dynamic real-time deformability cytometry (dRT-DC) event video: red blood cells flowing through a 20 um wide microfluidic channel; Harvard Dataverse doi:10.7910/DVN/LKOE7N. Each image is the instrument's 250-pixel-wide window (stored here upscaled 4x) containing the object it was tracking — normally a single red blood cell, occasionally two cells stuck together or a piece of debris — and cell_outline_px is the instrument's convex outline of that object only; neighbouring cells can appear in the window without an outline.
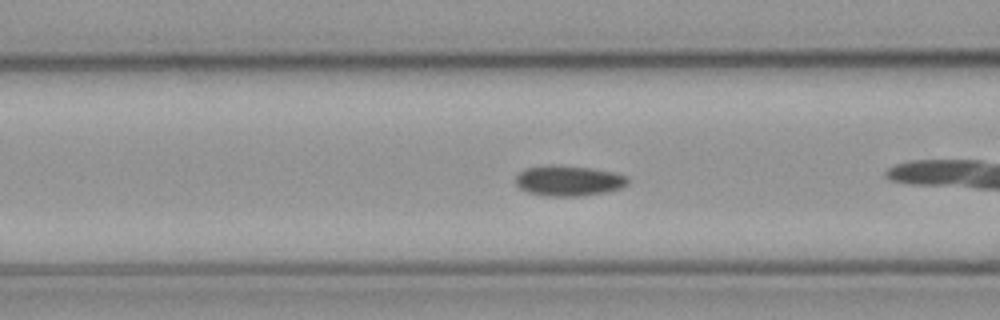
{"species": "common noctule bat (a hibernating species)", "species_latin": "Nyctalus noctula", "temperature_condition": "cold", "stored_images_in_passage": 17, "camera_frame_rate_fps": 3000, "um_per_image_px": 0.085, "animal": {"sex": "male", "body_mass_g": 23.1, "forearm_length_mm": 52.7}, "frame": {"image": 1, "passage_image": 15, "time_ms": 4.667, "image_size_px": [1000, 320], "cell_outline_px": [[628, 184], [620, 188], [604, 192], [580, 196], [548, 196], [528, 192], [520, 188], [516, 184], [516, 176], [524, 168], [592, 168], [616, 172], [628, 176]], "centroid_in_image_um": [48.4, 15.41], "position_along_channel_um": 118.2, "area_um2": 19.02}}